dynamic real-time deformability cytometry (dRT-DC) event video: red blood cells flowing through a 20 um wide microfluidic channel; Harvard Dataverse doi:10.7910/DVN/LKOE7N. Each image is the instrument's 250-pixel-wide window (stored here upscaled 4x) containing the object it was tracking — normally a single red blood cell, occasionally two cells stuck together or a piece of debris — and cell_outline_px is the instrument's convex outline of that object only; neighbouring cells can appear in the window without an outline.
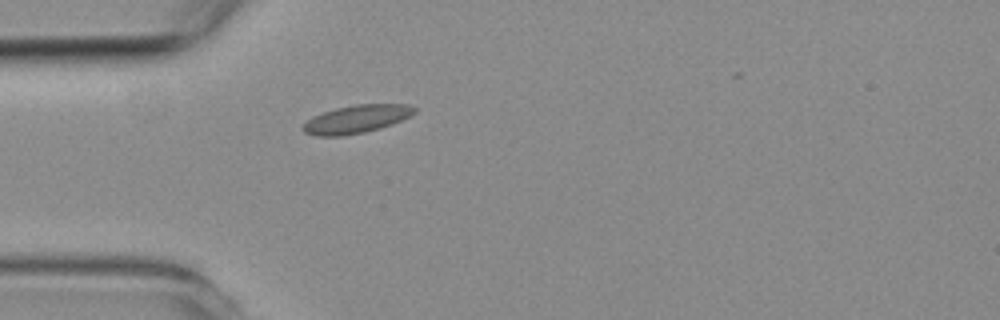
{"species": "common noctule bat (a hibernating species)", "species_latin": "Nyctalus noctula", "temperature_condition": "room temperature", "stored_images_in_passage": 1, "camera_frame_rate_fps": 3000, "um_per_image_px": 0.085, "animal": {"sex": "female", "body_mass_g": 19.3, "forearm_length_mm": 54.1}, "frame": {"image": 1, "passage_image": 1, "time_ms": 0.0, "image_size_px": [1000, 320], "cell_outline_px": [[416, 112], [392, 124], [380, 128], [364, 132], [340, 136], [316, 136], [304, 132], [304, 124], [312, 116], [336, 108], [356, 104], [408, 104], [416, 108]], "centroid_in_image_um": [30.3, 10.12], "position_along_channel_um": 54.7, "area_um2": 17.98}}